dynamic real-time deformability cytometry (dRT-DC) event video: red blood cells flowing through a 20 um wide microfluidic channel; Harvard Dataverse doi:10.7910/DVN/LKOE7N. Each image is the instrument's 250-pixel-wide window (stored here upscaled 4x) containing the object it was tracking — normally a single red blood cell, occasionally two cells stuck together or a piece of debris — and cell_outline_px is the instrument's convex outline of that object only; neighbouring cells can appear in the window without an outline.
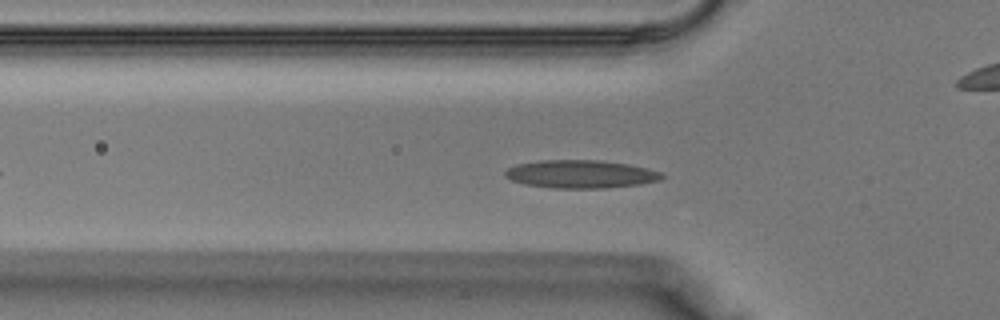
{"species": "Egyptian fruit bat (a non-hibernating species)", "species_latin": "Rousettus aegyptiacus", "temperature_condition": "warm", "stored_images_in_passage": 31, "camera_frame_rate_fps": 3000, "um_per_image_px": 0.085, "animal": {"sex": "male"}, "frame": {"image": 1, "passage_image": 8, "time_ms": 2.333, "image_size_px": [1000, 320], "cell_outline_px": [[668, 176], [660, 180], [640, 184], [604, 188], [552, 188], [524, 184], [512, 180], [504, 176], [504, 172], [508, 168], [516, 164], [540, 160], [600, 160], [628, 164], [648, 168], [660, 172]], "centroid_in_image_um": [49.37, 14.8], "position_along_channel_um": 76.4, "area_um2": 25.78}}
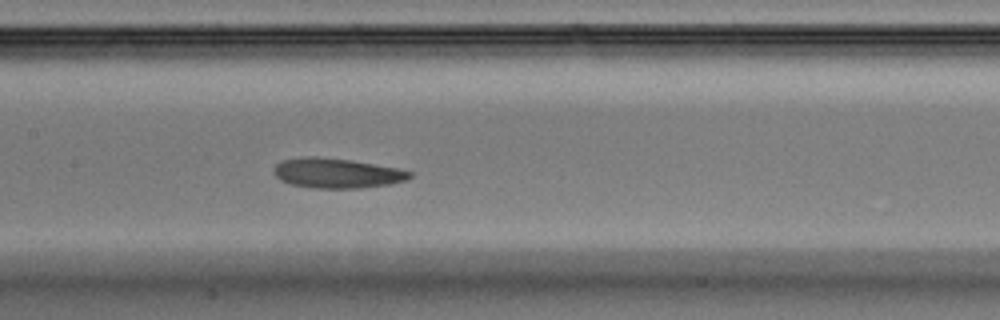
{"frame": {"image": 2, "passage_image": 14, "time_ms": 4.333, "image_size_px": [1000, 320], "cell_outline_px": [[412, 176], [404, 180], [388, 184], [360, 188], [312, 188], [292, 184], [280, 180], [272, 172], [276, 164], [280, 160], [308, 156], [312, 156], [352, 160], [396, 168], [412, 172]], "centroid_in_image_um": [28.58, 14.71], "position_along_channel_um": 178.8, "area_um2": 23.52}}
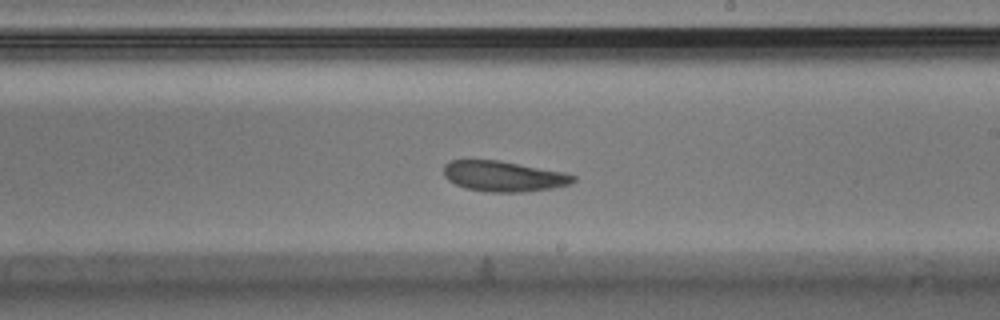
{"frame": {"image": 3, "passage_image": 18, "time_ms": 5.667, "image_size_px": [1000, 320], "cell_outline_px": [[576, 180], [568, 184], [552, 188], [520, 192], [484, 192], [464, 188], [448, 180], [444, 176], [444, 164], [448, 160], [500, 160], [564, 172], [576, 176]], "centroid_in_image_um": [42.77, 14.98], "position_along_channel_um": 246.2, "area_um2": 23.12}}